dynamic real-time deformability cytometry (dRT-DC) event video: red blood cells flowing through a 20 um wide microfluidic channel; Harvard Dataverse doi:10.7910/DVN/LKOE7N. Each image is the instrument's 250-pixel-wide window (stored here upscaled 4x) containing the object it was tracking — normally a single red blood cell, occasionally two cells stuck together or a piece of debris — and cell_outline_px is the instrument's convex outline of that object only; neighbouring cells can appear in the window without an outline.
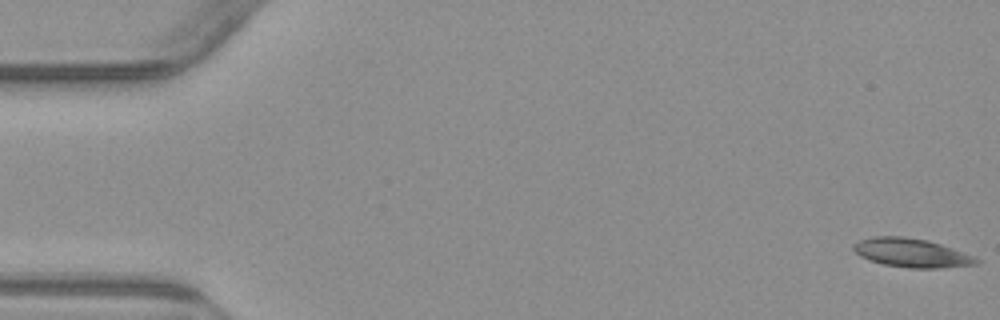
{"species": "common noctule bat (a hibernating species)", "species_latin": "Nyctalus noctula", "temperature_condition": "warm", "stored_images_in_passage": 54, "camera_frame_rate_fps": 3000, "um_per_image_px": 0.085, "animal": {"sex": "male", "body_mass_g": 23.1, "forearm_length_mm": 52.7}, "frame": {"image": 1, "passage_image": 1, "time_ms": 0.0, "image_size_px": [1000, 320], "cell_outline_px": [[980, 264], [940, 268], [908, 268], [884, 264], [868, 260], [860, 256], [852, 248], [852, 244], [860, 240], [872, 236], [904, 236], [928, 240], [976, 256], [980, 260]], "centroid_in_image_um": [77.49, 21.49], "position_along_channel_um": 7.5, "area_um2": 20.81}}
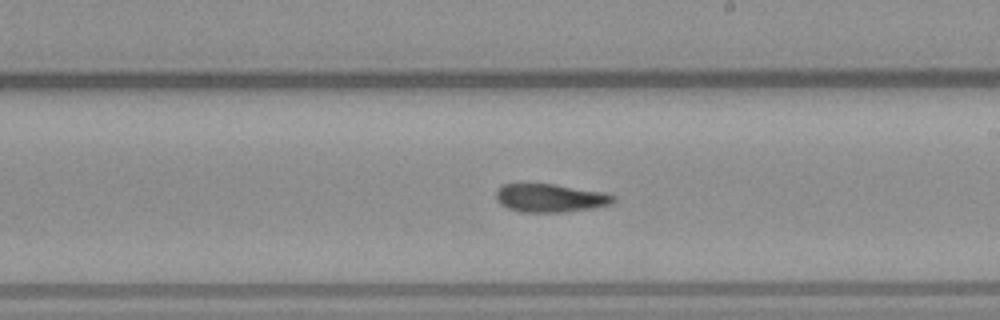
{"frame": {"image": 2, "passage_image": 31, "time_ms": 10.0, "image_size_px": [1000, 320], "cell_outline_px": [[616, 200], [612, 204], [592, 208], [564, 212], [520, 212], [508, 208], [500, 204], [496, 200], [496, 192], [504, 184], [556, 184], [608, 192], [616, 196]], "centroid_in_image_um": [46.84, 16.83], "position_along_channel_um": 242.2, "area_um2": 19.59}}
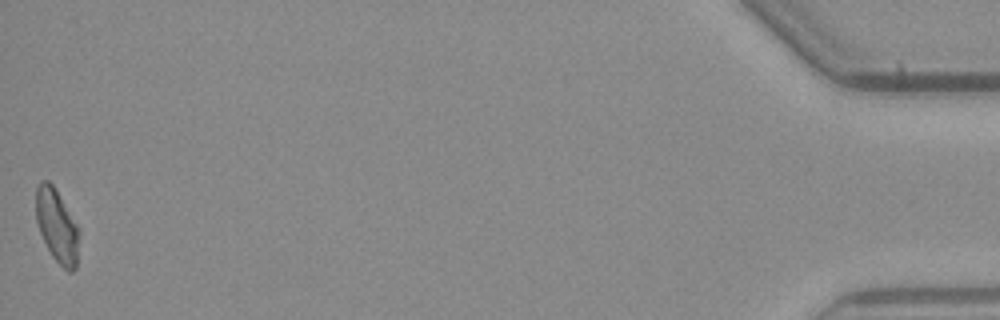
{"frame": {"image": 3, "passage_image": 54, "time_ms": 17.667, "image_size_px": [1000, 320], "cell_outline_px": [[80, 228], [76, 268], [72, 272], [68, 272], [52, 256], [40, 232], [36, 220], [36, 188], [40, 180], [48, 180], [56, 188]], "centroid_in_image_um": [4.86, 19.17], "position_along_channel_um": 430.3, "area_um2": 18.61}, "authors_computed_cell_mechanics": {"area_um2": 19.5653, "velocity_mm_per_s": 3.8266, "shape_relaxation_time_tau1_ms": 6.2992, "shape_relaxation_time_tau2_ms": 4.5045, "deformation_change_tau1": 0.1533, "deformation_change_tau2": 0.1173}}